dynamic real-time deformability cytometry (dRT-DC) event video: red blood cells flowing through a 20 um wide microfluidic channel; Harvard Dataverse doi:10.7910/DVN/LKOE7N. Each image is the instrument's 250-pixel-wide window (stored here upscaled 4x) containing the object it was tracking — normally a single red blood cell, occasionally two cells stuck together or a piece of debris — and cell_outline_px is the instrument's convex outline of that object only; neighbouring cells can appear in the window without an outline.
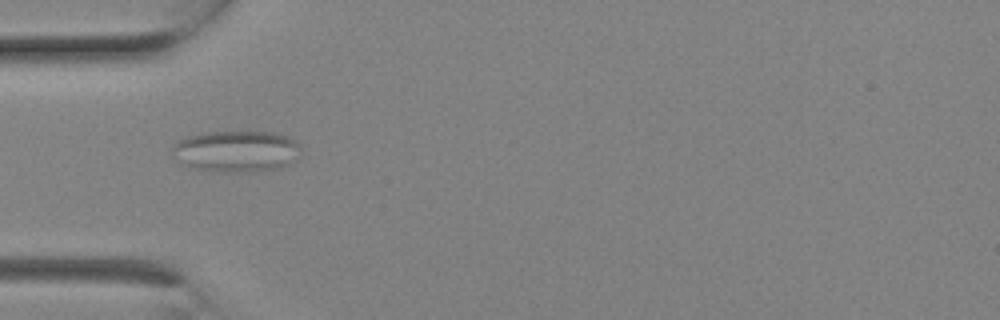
{"species": "Egyptian fruit bat (a non-hibernating species)", "species_latin": "Rousettus aegyptiacus", "temperature_condition": "room temperature", "stored_images_in_passage": 1, "camera_frame_rate_fps": 3000, "um_per_image_px": 0.085, "animal": {"sex": "female"}, "frame": {"image": 1, "passage_image": 1, "time_ms": 0.0, "image_size_px": [1000, 320], "cell_outline_px": [[300, 148], [296, 160], [292, 164], [276, 168], [248, 172], [216, 172], [192, 168], [180, 164], [172, 152], [172, 144], [188, 136], [208, 132], [272, 132], [288, 136], [296, 140], [300, 144]], "centroid_in_image_um": [20.08, 12.87], "position_along_channel_um": 64.9, "area_um2": 31.33}}